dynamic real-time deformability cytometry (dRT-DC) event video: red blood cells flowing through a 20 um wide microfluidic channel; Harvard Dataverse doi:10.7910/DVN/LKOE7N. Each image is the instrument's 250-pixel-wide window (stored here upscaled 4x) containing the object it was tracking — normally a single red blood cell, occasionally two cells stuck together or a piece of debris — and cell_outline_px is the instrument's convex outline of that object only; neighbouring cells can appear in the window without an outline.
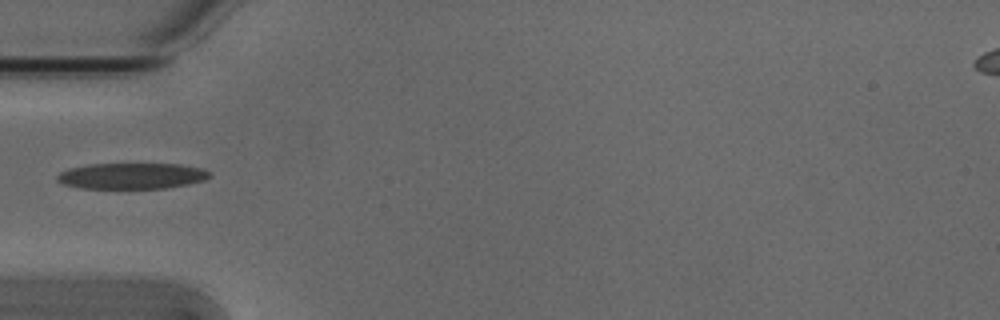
{"species": "Egyptian fruit bat (a non-hibernating species)", "species_latin": "Rousettus aegyptiacus", "temperature_condition": "cold", "stored_images_in_passage": 3, "camera_frame_rate_fps": 3000, "um_per_image_px": 0.085, "animal": {"sex": "male"}, "frame": {"image": 1, "passage_image": 1, "time_ms": 0.0, "image_size_px": [1000, 320], "cell_outline_px": [[212, 176], [204, 180], [188, 184], [168, 188], [80, 188], [64, 184], [56, 180], [56, 176], [60, 172], [68, 168], [88, 164], [180, 164], [204, 168]], "centroid_in_image_um": [11.2, 14.95], "position_along_channel_um": 73.8, "area_um2": 23.18}}
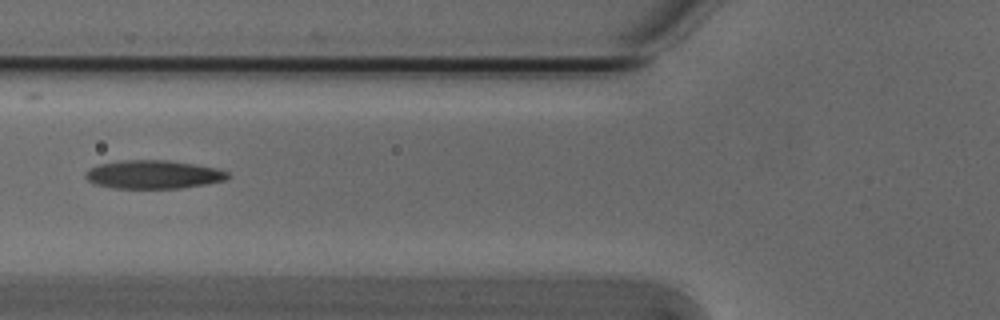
{"frame": {"image": 2, "passage_image": 2, "time_ms": 0.333, "image_size_px": [1000, 320], "cell_outline_px": [[232, 176], [224, 180], [204, 184], [180, 188], [112, 188], [92, 184], [84, 176], [92, 168], [100, 164], [124, 160], [168, 160], [196, 164], [216, 168], [228, 172]], "centroid_in_image_um": [13.05, 14.83], "position_along_channel_um": 112.7, "area_um2": 23.47}}